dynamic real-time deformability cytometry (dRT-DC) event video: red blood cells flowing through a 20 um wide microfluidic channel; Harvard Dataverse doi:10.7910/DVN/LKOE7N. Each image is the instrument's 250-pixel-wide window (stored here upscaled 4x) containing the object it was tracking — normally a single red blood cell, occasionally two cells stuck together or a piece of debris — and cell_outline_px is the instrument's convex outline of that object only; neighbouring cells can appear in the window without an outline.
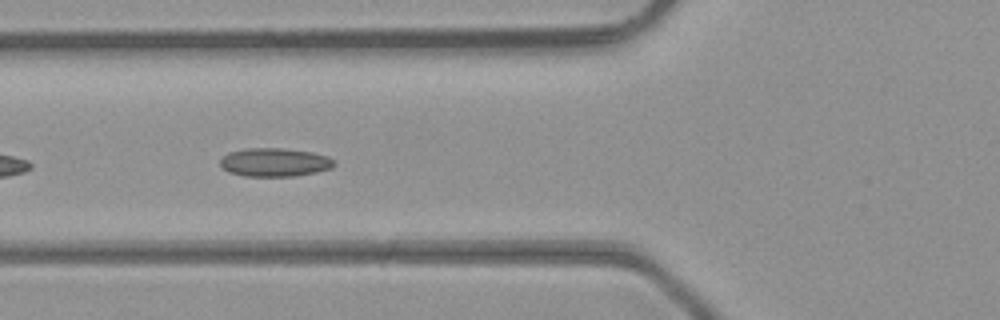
{"species": "common noctule bat (a hibernating species)", "species_latin": "Nyctalus noctula", "temperature_condition": "room temperature", "stored_images_in_passage": 7, "camera_frame_rate_fps": 3000, "um_per_image_px": 0.085, "animal": {"sex": "male", "body_mass_g": 23.1, "forearm_length_mm": 52.7}, "frame": {"image": 1, "passage_image": 6, "time_ms": 1.667, "image_size_px": [1000, 320], "cell_outline_px": [[336, 164], [332, 168], [316, 172], [296, 176], [244, 176], [228, 172], [220, 164], [220, 160], [228, 152], [244, 148], [284, 148], [312, 152], [328, 156], [336, 160]], "centroid_in_image_um": [23.37, 13.79], "position_along_channel_um": 102.4, "area_um2": 19.13}}
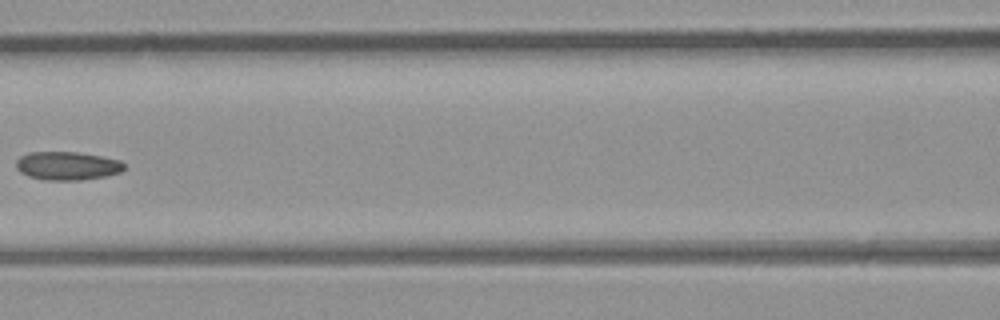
{"frame": {"image": 2, "passage_image": 7, "time_ms": 2.0, "image_size_px": [1000, 320], "cell_outline_px": [[124, 168], [120, 172], [104, 176], [80, 180], [48, 180], [28, 176], [20, 172], [16, 168], [16, 160], [20, 156], [28, 152], [76, 152], [100, 156], [120, 160], [124, 164]], "centroid_in_image_um": [5.68, 14.09], "position_along_channel_um": 160.9, "area_um2": 17.8}}